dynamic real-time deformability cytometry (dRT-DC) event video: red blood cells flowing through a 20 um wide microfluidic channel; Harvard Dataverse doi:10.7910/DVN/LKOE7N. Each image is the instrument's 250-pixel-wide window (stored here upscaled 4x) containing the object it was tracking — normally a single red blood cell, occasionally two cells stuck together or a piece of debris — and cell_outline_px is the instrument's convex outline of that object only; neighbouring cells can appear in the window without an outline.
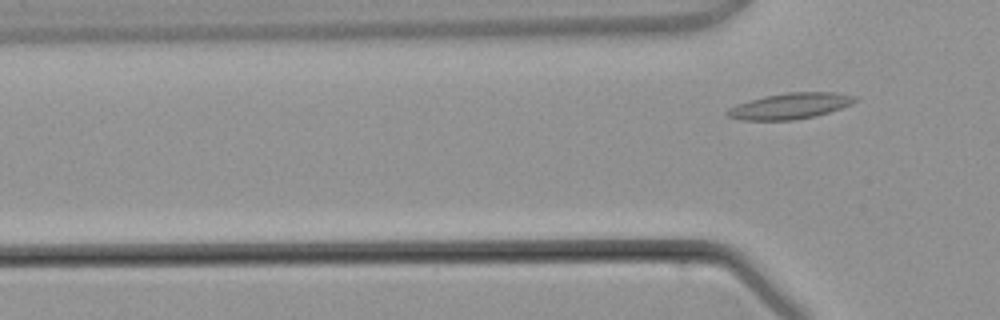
{"species": "common noctule bat (a hibernating species)", "species_latin": "Nyctalus noctula", "temperature_condition": "warm", "stored_images_in_passage": 6, "camera_frame_rate_fps": 3000, "um_per_image_px": 0.085, "animal": {"sex": "male", "body_mass_g": 21.5, "forearm_length_mm": 52.0}, "frame": {"image": 1, "passage_image": 6, "time_ms": 6.333, "image_size_px": [1000, 320], "cell_outline_px": [[856, 100], [852, 104], [816, 116], [792, 120], [740, 120], [728, 116], [724, 112], [728, 108], [748, 100], [764, 96], [788, 92], [832, 92], [856, 96]], "centroid_in_image_um": [67.12, 9.01], "position_along_channel_um": 58.7, "area_um2": 19.25}}